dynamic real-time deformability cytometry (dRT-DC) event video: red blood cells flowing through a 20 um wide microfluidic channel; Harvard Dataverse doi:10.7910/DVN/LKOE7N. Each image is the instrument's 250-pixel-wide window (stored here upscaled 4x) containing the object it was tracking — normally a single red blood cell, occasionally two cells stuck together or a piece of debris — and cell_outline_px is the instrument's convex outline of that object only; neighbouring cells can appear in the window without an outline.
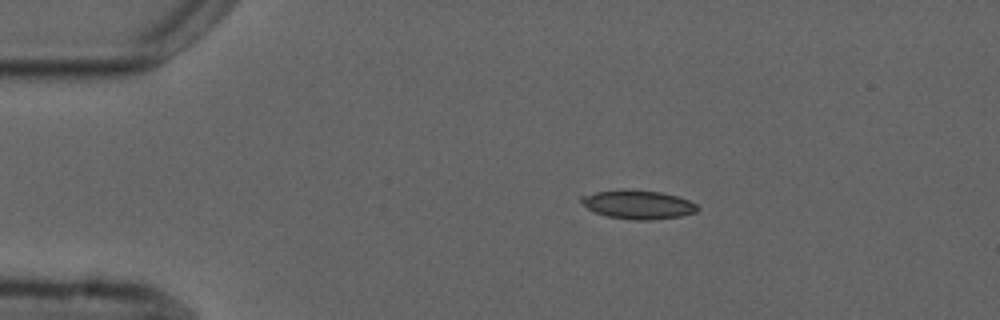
{"species": "common noctule bat (a hibernating species)", "species_latin": "Nyctalus noctula", "temperature_condition": "cold", "stored_images_in_passage": 13, "camera_frame_rate_fps": 3000, "um_per_image_px": 0.085, "animal": {"sex": "male", "forearm_length_mm": 52.5}, "frame": {"image": 1, "passage_image": 2, "time_ms": 1.667, "image_size_px": [1000, 320], "cell_outline_px": [[700, 208], [696, 212], [680, 216], [648, 220], [636, 220], [608, 216], [596, 212], [588, 208], [580, 200], [580, 196], [596, 192], [620, 188], [632, 188], [660, 192], [680, 196], [696, 204]], "centroid_in_image_um": [54.25, 17.35], "position_along_channel_um": 30.8, "area_um2": 19.65}}
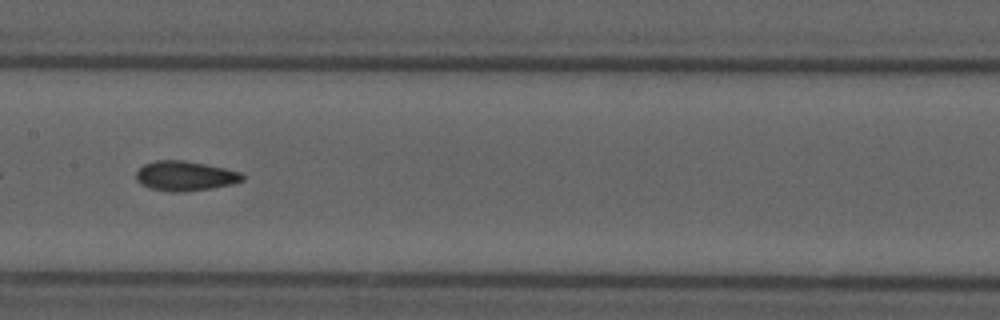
{"frame": {"image": 2, "passage_image": 6, "time_ms": 7.333, "image_size_px": [1000, 320], "cell_outline_px": [[244, 180], [232, 184], [212, 188], [184, 192], [172, 192], [148, 188], [140, 184], [136, 180], [136, 172], [144, 164], [156, 160], [184, 160], [224, 168], [240, 172], [244, 176]], "centroid_in_image_um": [15.71, 14.96], "position_along_channel_um": 191.7, "area_um2": 18.5}}
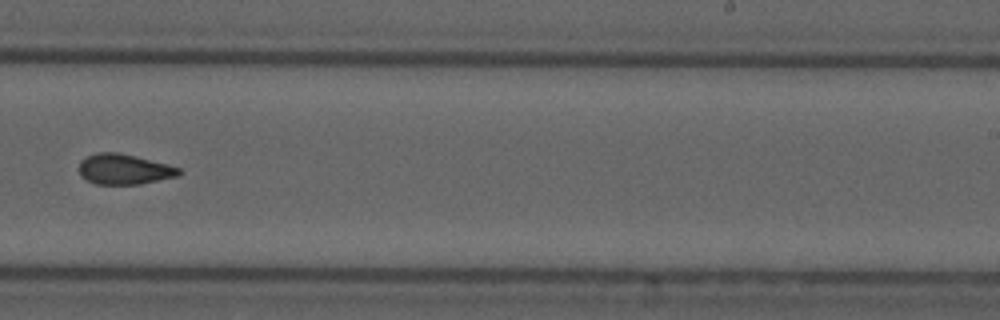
{"frame": {"image": 3, "passage_image": 8, "time_ms": 9.667, "image_size_px": [1000, 320], "cell_outline_px": [[184, 172], [180, 176], [140, 184], [96, 184], [80, 176], [80, 160], [96, 152], [120, 152], [168, 164], [180, 168]], "centroid_in_image_um": [10.6, 14.38], "position_along_channel_um": 278.4, "area_um2": 17.86}}